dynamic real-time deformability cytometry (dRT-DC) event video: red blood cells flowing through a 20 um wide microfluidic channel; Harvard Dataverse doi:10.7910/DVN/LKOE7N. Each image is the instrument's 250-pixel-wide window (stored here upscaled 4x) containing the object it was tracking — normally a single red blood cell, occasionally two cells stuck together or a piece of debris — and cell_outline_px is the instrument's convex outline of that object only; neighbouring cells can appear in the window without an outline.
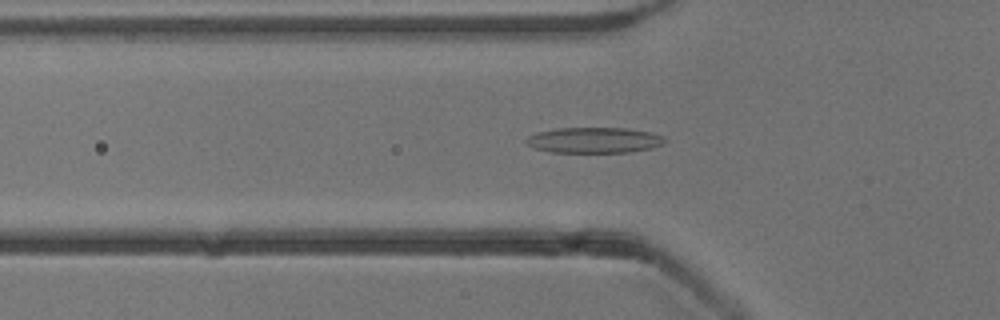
{"species": "common noctule bat (a hibernating species)", "species_latin": "Nyctalus noctula", "temperature_condition": "cold", "stored_images_in_passage": 51, "camera_frame_rate_fps": 3000, "um_per_image_px": 0.085, "animal": {"sex": "male", "body_mass_g": 13.3}, "frame": {"image": 1, "passage_image": 16, "time_ms": 5.0, "image_size_px": [1000, 320], "cell_outline_px": [[668, 140], [664, 144], [652, 148], [628, 152], [548, 152], [536, 148], [528, 144], [524, 140], [528, 136], [536, 132], [556, 128], [624, 128], [648, 132], [664, 136]], "centroid_in_image_um": [50.51, 11.91], "position_along_channel_um": 75.3, "area_um2": 20.75}}
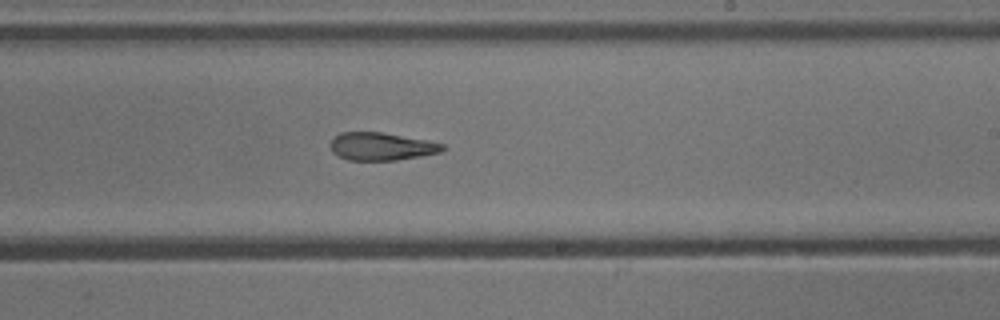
{"frame": {"image": 2, "passage_image": 30, "time_ms": 9.667, "image_size_px": [1000, 320], "cell_outline_px": [[444, 148], [440, 152], [420, 156], [396, 160], [348, 160], [332, 152], [328, 144], [340, 132], [380, 132], [428, 140], [444, 144]], "centroid_in_image_um": [32.39, 12.44], "position_along_channel_um": 256.6, "area_um2": 18.09}}
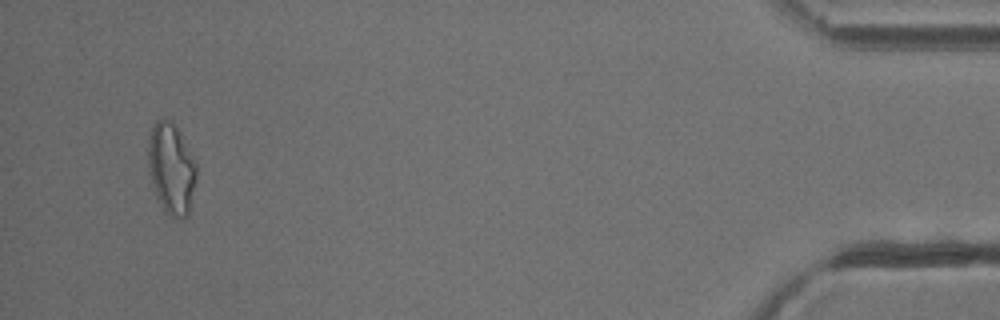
{"frame": {"image": 3, "passage_image": 49, "time_ms": 16.0, "image_size_px": [1000, 320], "cell_outline_px": [[196, 180], [188, 216], [180, 220], [172, 220], [156, 196], [152, 184], [148, 168], [148, 136], [156, 120], [172, 120], [180, 132], [196, 164]], "centroid_in_image_um": [14.56, 14.36], "position_along_channel_um": 420.6, "area_um2": 25.72}, "authors_computed_cell_mechanics": {"area_um2": 20.1722, "velocity_mm_per_s": 3.8581, "shape_relaxation_time_tau1_ms": 7.5918, "shape_relaxation_time_tau2_ms": 4.2181, "deformation_change_tau1": 0.1862, "deformation_change_tau2": 0.1457}}